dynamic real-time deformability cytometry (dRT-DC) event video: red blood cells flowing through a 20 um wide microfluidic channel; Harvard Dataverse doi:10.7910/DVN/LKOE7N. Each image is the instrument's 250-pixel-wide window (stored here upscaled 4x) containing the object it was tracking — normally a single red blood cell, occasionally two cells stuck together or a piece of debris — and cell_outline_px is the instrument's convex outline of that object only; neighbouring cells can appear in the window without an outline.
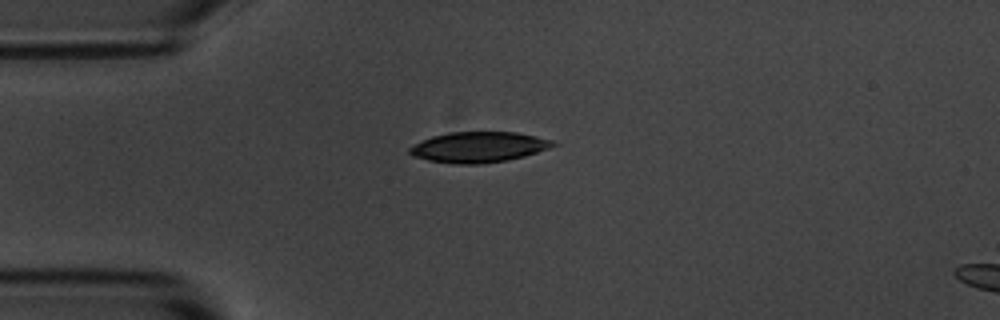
{"species": "common noctule bat (a hibernating species)", "species_latin": "Nyctalus noctula", "temperature_condition": "room temperature", "stored_images_in_passage": 3, "camera_frame_rate_fps": 3000, "um_per_image_px": 0.085, "animal": {"sex": "male", "body_mass_g": 20.1, "forearm_length_mm": 53.5}, "frame": {"image": 1, "passage_image": 1, "time_ms": 0.0, "image_size_px": [1000, 320], "cell_outline_px": [[556, 144], [548, 148], [524, 156], [508, 160], [480, 164], [456, 164], [428, 160], [412, 156], [408, 152], [408, 148], [432, 136], [448, 132], [516, 132], [536, 136], [552, 140]], "centroid_in_image_um": [40.66, 12.5], "position_along_channel_um": 44.3, "area_um2": 25.37}}